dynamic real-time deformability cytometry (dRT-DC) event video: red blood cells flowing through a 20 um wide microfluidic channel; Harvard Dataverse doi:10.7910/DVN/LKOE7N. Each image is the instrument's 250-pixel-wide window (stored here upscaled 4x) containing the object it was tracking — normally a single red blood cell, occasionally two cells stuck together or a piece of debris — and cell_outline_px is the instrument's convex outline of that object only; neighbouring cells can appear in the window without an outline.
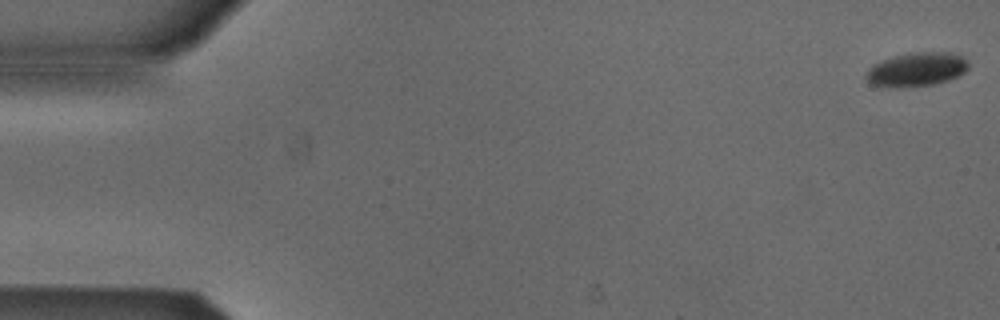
{"species": "Egyptian fruit bat (a non-hibernating species)", "species_latin": "Rousettus aegyptiacus", "temperature_condition": "cold", "stored_images_in_passage": 54, "camera_frame_rate_fps": 3000, "um_per_image_px": 0.085, "animal": {"sex": "male"}, "frame": {"image": 1, "passage_image": 1, "time_ms": 0.0, "image_size_px": [1000, 320], "cell_outline_px": [[968, 68], [960, 76], [936, 84], [900, 88], [896, 88], [872, 84], [864, 76], [868, 68], [872, 64], [880, 60], [892, 56], [908, 52], [952, 52], [968, 60]], "centroid_in_image_um": [77.9, 5.89], "position_along_channel_um": 7.1, "area_um2": 20.63}}
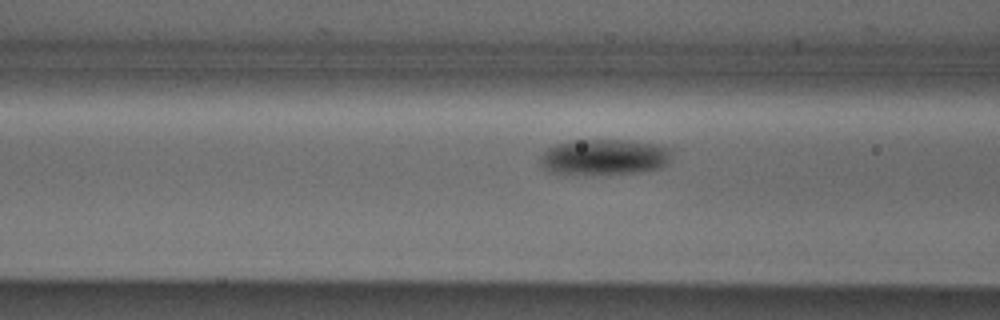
{"frame": {"image": 2, "passage_image": 21, "time_ms": 6.667, "image_size_px": [1000, 320], "cell_outline_px": [[672, 152], [668, 164], [660, 168], [636, 172], [548, 172], [540, 164], [540, 156], [548, 148], [556, 144], [572, 140], [628, 140], [660, 144], [672, 148]], "centroid_in_image_um": [51.43, 13.3], "position_along_channel_um": 115.2, "area_um2": 26.93}}
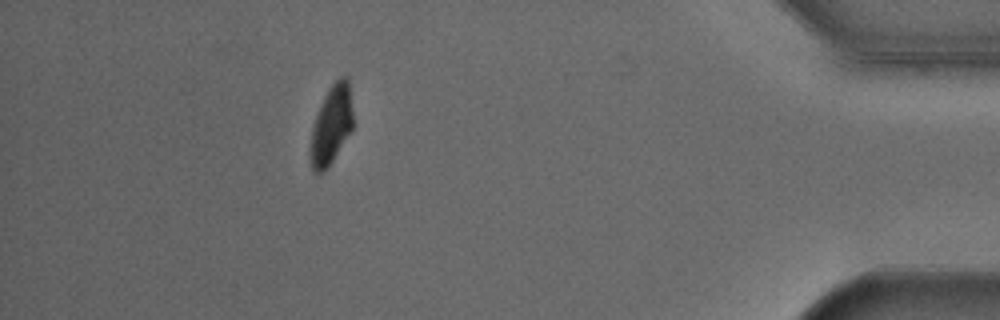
{"frame": {"image": 3, "passage_image": 48, "time_ms": 15.667, "image_size_px": [1000, 320], "cell_outline_px": [[352, 128], [332, 160], [324, 172], [312, 172], [308, 152], [312, 128], [320, 104], [328, 88], [340, 76], [348, 76], [352, 112]], "centroid_in_image_um": [28.12, 10.62], "position_along_channel_um": 407.1, "area_um2": 19.48}, "authors_computed_cell_mechanics": {"area_um2": 23.5824, "velocity_mm_per_s": 3.8597, "shape_relaxation_time_tau1_ms": 2.4972, "shape_relaxation_time_tau2_ms": null, "deformation_change_tau1": 0.0856, "deformation_change_tau2": null}}